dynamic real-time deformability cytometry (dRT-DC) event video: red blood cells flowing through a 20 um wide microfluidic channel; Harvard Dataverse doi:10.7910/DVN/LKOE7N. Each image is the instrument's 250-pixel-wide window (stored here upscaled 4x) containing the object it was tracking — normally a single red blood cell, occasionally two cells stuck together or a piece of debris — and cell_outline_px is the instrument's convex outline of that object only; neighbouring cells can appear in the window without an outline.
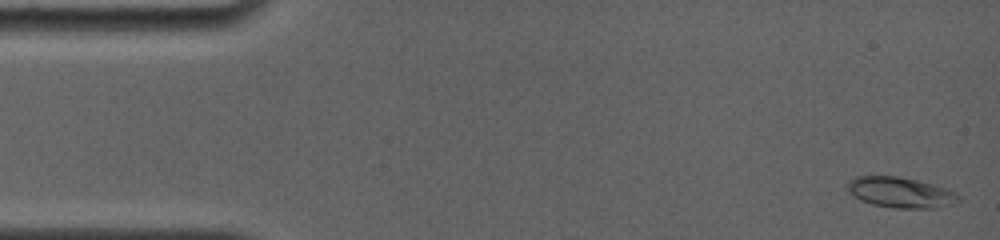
{"species": "common noctule bat (a hibernating species)", "species_latin": "Nyctalus noctula", "temperature_condition": "room temperature", "stored_images_in_passage": 22, "camera_frame_rate_fps": 4000, "um_per_image_px": 0.085, "animal": {"sex": "female", "body_mass_g": 19.0, "forearm_length_mm": 56.7}, "frame": {"image": 1, "passage_image": 1, "time_ms": 0.0, "image_size_px": [1000, 240], "cell_outline_px": [[960, 200], [936, 208], [896, 208], [872, 204], [860, 200], [852, 196], [848, 192], [848, 180], [856, 176], [896, 176], [916, 180], [932, 184], [956, 192], [960, 196]], "centroid_in_image_um": [76.5, 16.35], "position_along_channel_um": 8.5, "area_um2": 19.65}}
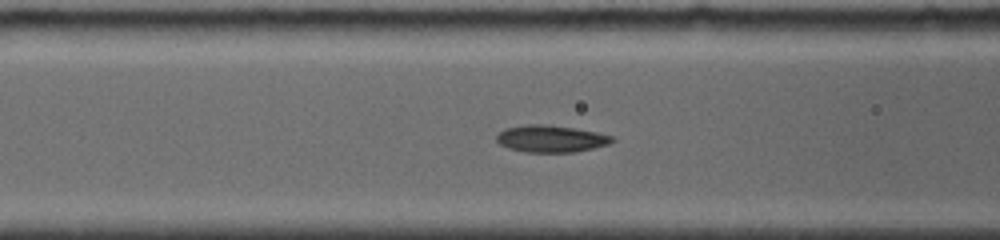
{"frame": {"image": 2, "passage_image": 11, "time_ms": 6.0, "image_size_px": [1000, 240], "cell_outline_px": [[616, 140], [608, 144], [592, 148], [572, 152], [524, 152], [508, 148], [500, 144], [496, 140], [496, 136], [504, 128], [524, 124], [544, 124], [572, 128], [596, 132], [612, 136]], "centroid_in_image_um": [46.79, 11.79], "position_along_channel_um": 119.8, "area_um2": 18.09}}
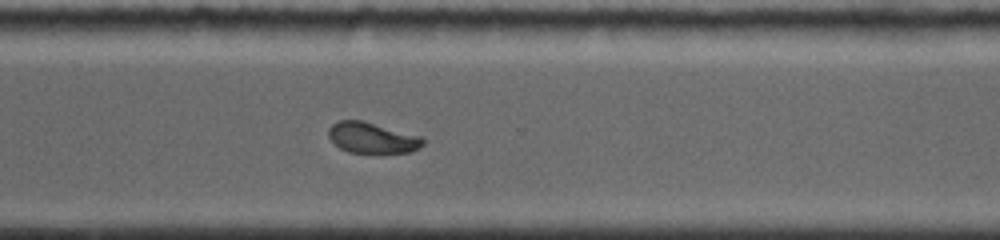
{"frame": {"image": 3, "passage_image": 22, "time_ms": 11.75, "image_size_px": [1000, 240], "cell_outline_px": [[424, 144], [420, 148], [408, 152], [348, 152], [340, 148], [328, 136], [328, 128], [332, 124], [340, 120], [364, 120], [424, 136]], "centroid_in_image_um": [31.67, 11.69], "position_along_channel_um": 338.9, "area_um2": 17.11}}